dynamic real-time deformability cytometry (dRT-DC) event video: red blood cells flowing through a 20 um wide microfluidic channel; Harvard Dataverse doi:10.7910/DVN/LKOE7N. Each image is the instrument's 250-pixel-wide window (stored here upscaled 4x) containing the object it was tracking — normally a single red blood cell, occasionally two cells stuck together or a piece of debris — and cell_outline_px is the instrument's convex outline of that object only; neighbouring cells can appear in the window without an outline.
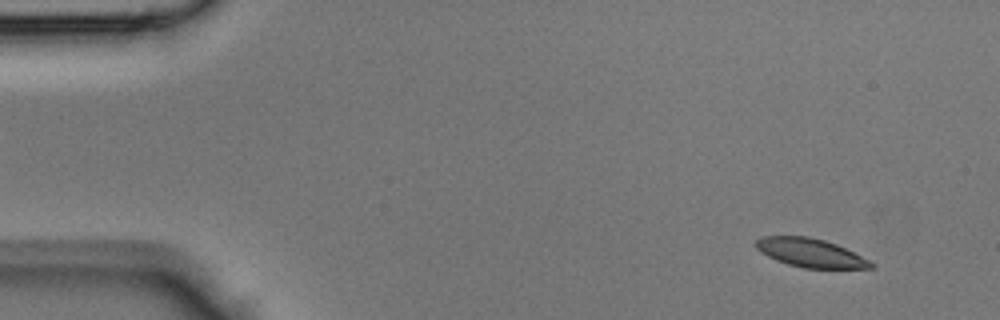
{"species": "Egyptian fruit bat (a non-hibernating species)", "species_latin": "Rousettus aegyptiacus", "temperature_condition": "room temperature", "stored_images_in_passage": 13, "camera_frame_rate_fps": 3000, "um_per_image_px": 0.085, "animal": {"sex": "male"}, "frame": {"image": 1, "passage_image": 3, "time_ms": 0.667, "image_size_px": [1000, 320], "cell_outline_px": [[876, 268], [804, 268], [788, 264], [776, 260], [760, 252], [756, 248], [756, 240], [760, 236], [808, 236], [824, 240], [836, 244], [876, 264]], "centroid_in_image_um": [68.87, 21.49], "position_along_channel_um": 16.1, "area_um2": 19.07}}
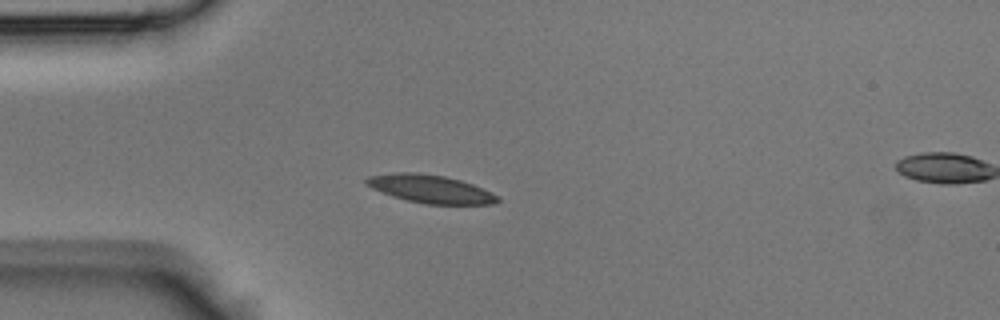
{"frame": {"image": 2, "passage_image": 11, "time_ms": 3.333, "image_size_px": [1000, 320], "cell_outline_px": [[500, 200], [492, 204], [424, 204], [392, 196], [372, 188], [364, 184], [364, 180], [368, 176], [396, 172], [416, 172], [444, 176], [460, 180], [472, 184], [492, 192], [500, 196]], "centroid_in_image_um": [36.58, 16.05], "position_along_channel_um": 48.4, "area_um2": 21.5}}